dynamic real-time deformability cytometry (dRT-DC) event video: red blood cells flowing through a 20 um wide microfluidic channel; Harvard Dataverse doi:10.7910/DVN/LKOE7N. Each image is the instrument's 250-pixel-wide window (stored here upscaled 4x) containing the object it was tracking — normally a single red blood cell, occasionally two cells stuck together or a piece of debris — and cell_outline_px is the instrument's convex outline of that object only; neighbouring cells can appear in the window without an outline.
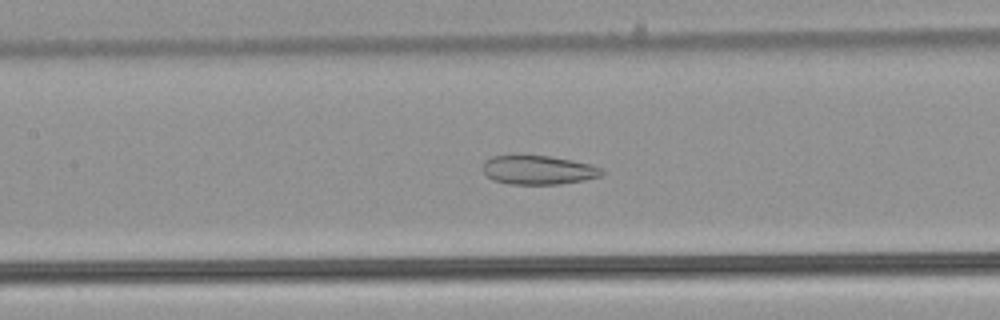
{"species": "common noctule bat (a hibernating species)", "species_latin": "Nyctalus noctula", "temperature_condition": "warm", "stored_images_in_passage": 31, "camera_frame_rate_fps": 3000, "um_per_image_px": 0.085, "animal": {"sex": "male", "body_mass_g": 21.5, "forearm_length_mm": 52.0}, "frame": {"image": 1, "passage_image": 9, "time_ms": 2.667, "image_size_px": [1000, 320], "cell_outline_px": [[604, 172], [600, 176], [584, 180], [560, 184], [508, 184], [492, 180], [484, 172], [484, 160], [492, 156], [548, 156], [572, 160], [592, 164], [600, 168]], "centroid_in_image_um": [45.76, 14.46], "position_along_channel_um": 161.6, "area_um2": 19.94}}
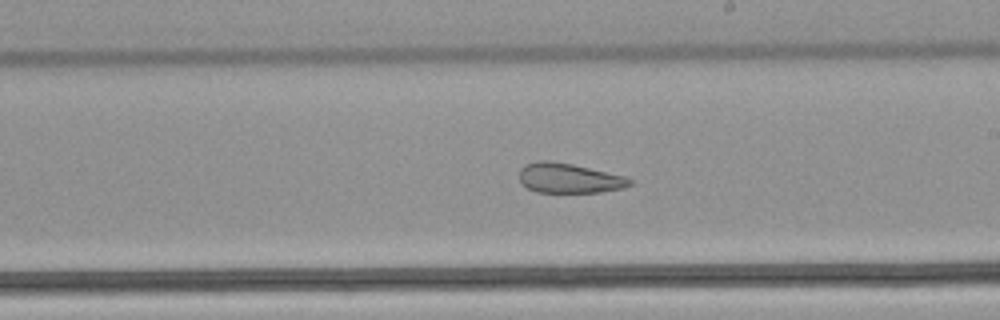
{"frame": {"image": 2, "passage_image": 15, "time_ms": 4.667, "image_size_px": [1000, 320], "cell_outline_px": [[632, 184], [624, 188], [600, 192], [536, 192], [520, 184], [520, 168], [524, 164], [540, 160], [548, 160], [572, 164], [624, 176], [632, 180]], "centroid_in_image_um": [48.34, 15.14], "position_along_channel_um": 240.7, "area_um2": 19.19}}
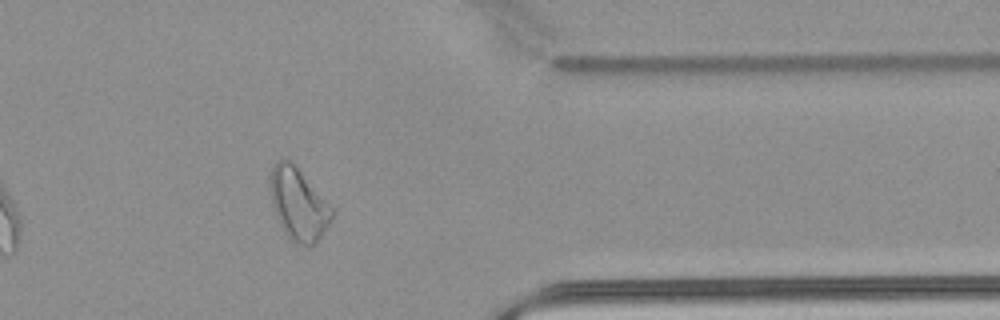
{"frame": {"image": 3, "passage_image": 27, "time_ms": 8.667, "image_size_px": [1000, 320], "cell_outline_px": [[332, 220], [320, 236], [312, 244], [300, 244], [292, 240], [284, 232], [276, 216], [272, 204], [268, 184], [268, 176], [272, 168], [284, 156], [296, 168], [332, 208]], "centroid_in_image_um": [25.3, 17.34], "position_along_channel_um": 386.1, "area_um2": 25.09}, "authors_computed_cell_mechanics": {"area_um2": 21.097, "velocity_mm_per_s": 3.9602, "shape_relaxation_time_tau1_ms": null, "shape_relaxation_time_tau2_ms": 2.84, "deformation_change_tau1": null, "deformation_change_tau2": 0.1131}}